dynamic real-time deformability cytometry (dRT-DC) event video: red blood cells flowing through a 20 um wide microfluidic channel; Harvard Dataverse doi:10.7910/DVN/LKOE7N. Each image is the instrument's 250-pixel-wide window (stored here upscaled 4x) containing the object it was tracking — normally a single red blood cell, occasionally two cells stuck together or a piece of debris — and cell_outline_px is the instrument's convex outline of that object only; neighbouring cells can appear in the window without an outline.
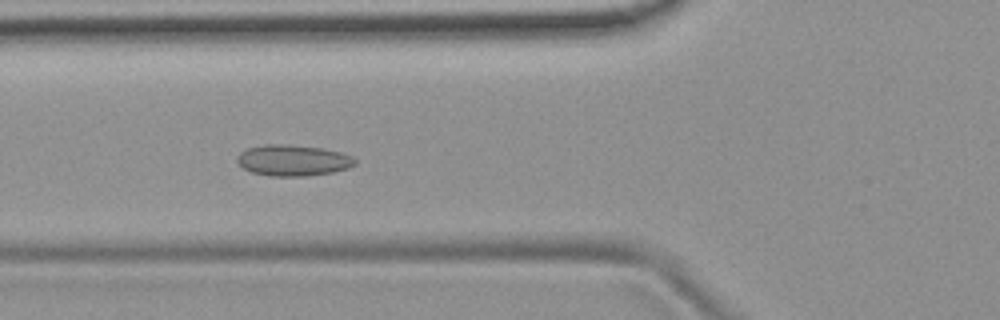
{"species": "common noctule bat (a hibernating species)", "species_latin": "Nyctalus noctula", "temperature_condition": "room temperature", "stored_images_in_passage": 8, "camera_frame_rate_fps": 3000, "um_per_image_px": 0.085, "animal": {"sex": "female", "body_mass_g": 19.9}, "frame": {"image": 1, "passage_image": 4, "time_ms": 1.0, "image_size_px": [1000, 320], "cell_outline_px": [[356, 164], [348, 168], [332, 172], [308, 176], [272, 176], [252, 172], [244, 168], [236, 160], [236, 156], [240, 152], [248, 148], [264, 144], [288, 144], [324, 148], [340, 152], [352, 156], [356, 160]], "centroid_in_image_um": [24.91, 13.62], "position_along_channel_um": 100.9, "area_um2": 21.44}}
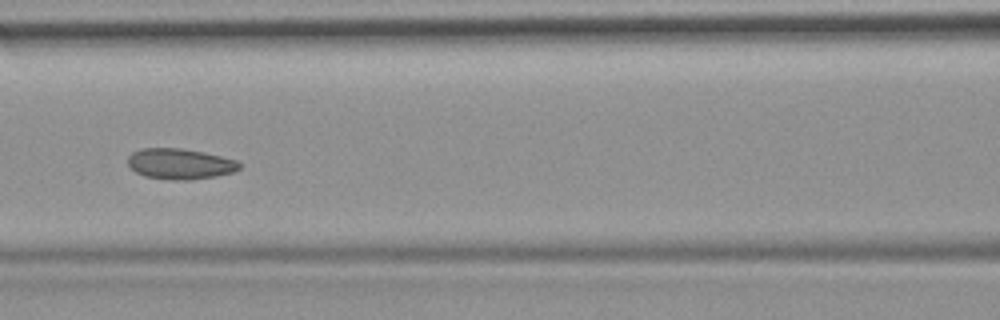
{"frame": {"image": 2, "passage_image": 5, "time_ms": 1.333, "image_size_px": [1000, 320], "cell_outline_px": [[240, 168], [232, 172], [216, 176], [192, 180], [168, 180], [144, 176], [136, 172], [128, 164], [128, 156], [132, 152], [140, 148], [180, 148], [204, 152], [236, 160], [240, 164]], "centroid_in_image_um": [15.27, 13.93], "position_along_channel_um": 151.3, "area_um2": 20.0}}
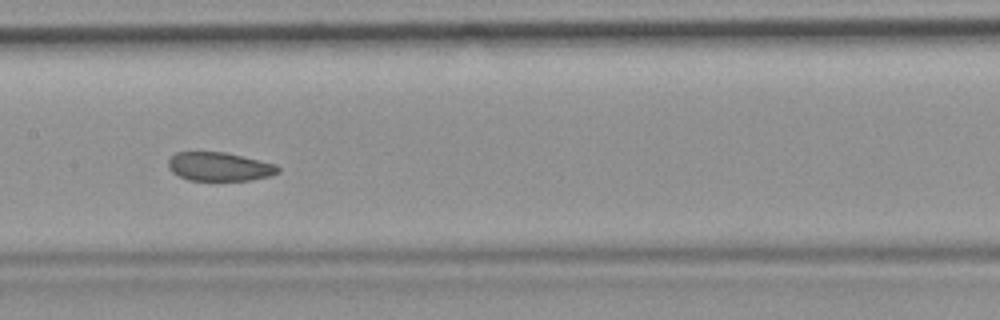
{"frame": {"image": 3, "passage_image": 6, "time_ms": 1.667, "image_size_px": [1000, 320], "cell_outline_px": [[280, 172], [268, 176], [248, 180], [188, 180], [172, 172], [168, 168], [168, 160], [176, 152], [224, 152], [276, 164], [280, 168]], "centroid_in_image_um": [18.63, 14.16], "position_along_channel_um": 188.8, "area_um2": 18.21}}